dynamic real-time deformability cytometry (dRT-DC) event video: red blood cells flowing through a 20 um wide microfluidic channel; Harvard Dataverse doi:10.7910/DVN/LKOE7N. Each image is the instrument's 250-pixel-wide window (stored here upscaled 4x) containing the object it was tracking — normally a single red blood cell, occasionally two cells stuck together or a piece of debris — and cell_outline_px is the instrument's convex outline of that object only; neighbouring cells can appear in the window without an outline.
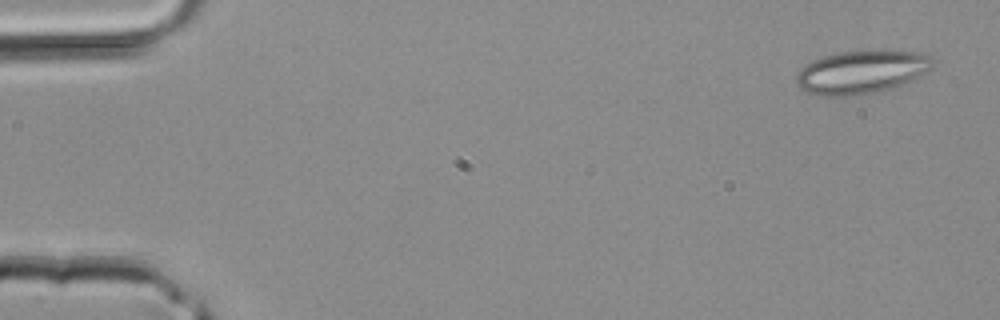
{"species": "common noctule bat (a hibernating species)", "species_latin": "Nyctalus noctula", "temperature_condition": "room temperature", "stored_images_in_passage": 41, "camera_frame_rate_fps": 3000, "um_per_image_px": 0.085, "animal": {"sex": "male", "body_mass_g": 20.4}, "frame": {"image": 1, "passage_image": 2, "time_ms": 0.333, "image_size_px": [1000, 320], "cell_outline_px": [[932, 68], [912, 80], [892, 88], [880, 92], [852, 96], [824, 96], [808, 92], [800, 88], [796, 84], [796, 76], [800, 68], [804, 64], [812, 60], [836, 52], [864, 48], [896, 48], [920, 52], [928, 56], [932, 64]], "centroid_in_image_um": [73.23, 6.07], "position_along_channel_um": 11.8, "area_um2": 35.6}}
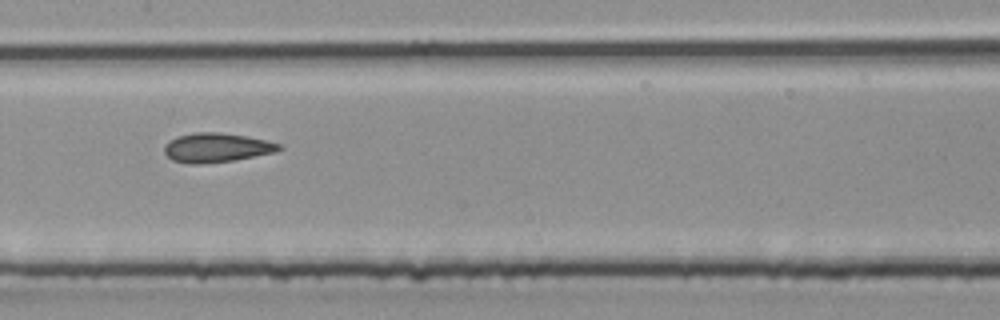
{"frame": {"image": 2, "passage_image": 21, "time_ms": 6.667, "image_size_px": [1000, 320], "cell_outline_px": [[280, 148], [276, 152], [232, 160], [200, 164], [188, 164], [172, 160], [164, 152], [164, 144], [168, 140], [176, 136], [196, 132], [220, 132], [248, 136], [280, 144]], "centroid_in_image_um": [18.34, 12.54], "position_along_channel_um": 189.1, "area_um2": 19.54}}
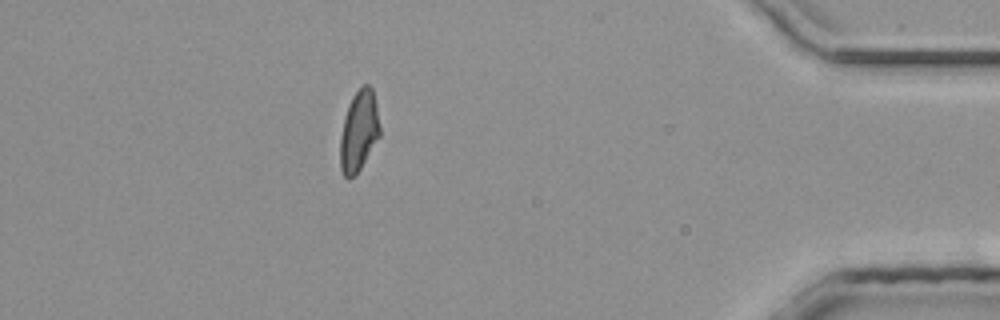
{"frame": {"image": 3, "passage_image": 37, "time_ms": 12.0, "image_size_px": [1000, 320], "cell_outline_px": [[380, 136], [360, 168], [348, 180], [344, 176], [340, 168], [340, 136], [348, 104], [352, 96], [364, 84], [368, 84], [372, 88], [376, 104], [380, 128]], "centroid_in_image_um": [30.5, 11.13], "position_along_channel_um": 404.7, "area_um2": 18.5}}